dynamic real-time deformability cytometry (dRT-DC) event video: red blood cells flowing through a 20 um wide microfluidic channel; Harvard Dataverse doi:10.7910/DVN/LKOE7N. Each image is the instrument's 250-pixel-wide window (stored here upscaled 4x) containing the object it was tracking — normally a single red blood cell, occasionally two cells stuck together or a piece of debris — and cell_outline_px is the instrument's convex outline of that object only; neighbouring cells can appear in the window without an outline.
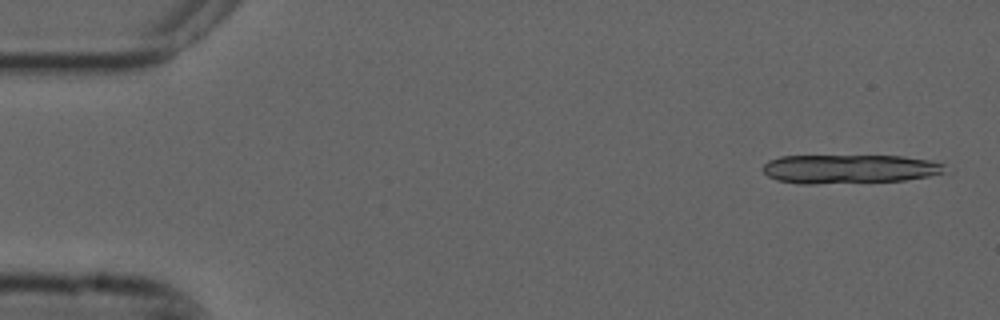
{"species": "common noctule bat (a hibernating species)", "species_latin": "Nyctalus noctula", "temperature_condition": "cold", "stored_images_in_passage": 12, "camera_frame_rate_fps": 3000, "um_per_image_px": 0.085, "animal": {"sex": "male", "forearm_length_mm": 52.5}, "frame": {"image": 1, "passage_image": 2, "time_ms": 0.333, "image_size_px": [1000, 320], "cell_outline_px": [[944, 172], [928, 176], [904, 180], [816, 184], [800, 184], [776, 180], [768, 176], [764, 172], [764, 164], [768, 160], [780, 156], [900, 156], [928, 160], [944, 164]], "centroid_in_image_um": [72.13, 14.36], "position_along_channel_um": 12.9, "area_um2": 30.52}}